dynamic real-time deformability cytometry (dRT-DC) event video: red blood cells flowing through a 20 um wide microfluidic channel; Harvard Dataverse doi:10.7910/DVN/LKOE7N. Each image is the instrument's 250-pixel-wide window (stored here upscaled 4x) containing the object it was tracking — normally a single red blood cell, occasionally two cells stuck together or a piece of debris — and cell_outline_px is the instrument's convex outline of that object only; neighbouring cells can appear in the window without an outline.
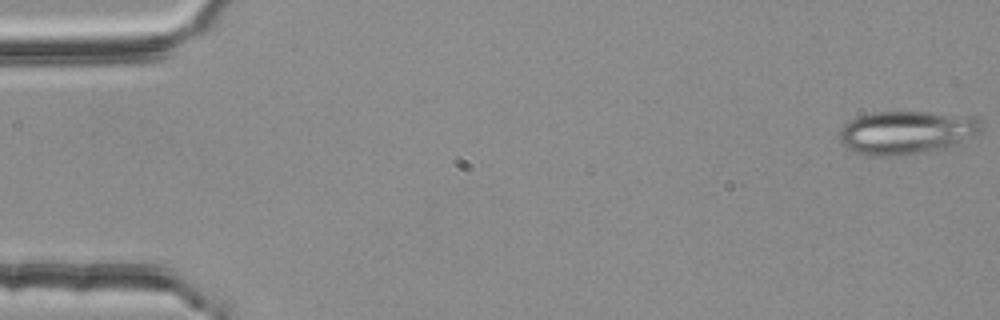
{"species": "common noctule bat (a hibernating species)", "species_latin": "Nyctalus noctula", "temperature_condition": "room temperature", "stored_images_in_passage": 54, "camera_frame_rate_fps": 3000, "um_per_image_px": 0.085, "animal": {"sex": "female", "body_mass_g": 25.1}, "frame": {"image": 1, "passage_image": 1, "time_ms": 0.0, "image_size_px": [1000, 320], "cell_outline_px": [[984, 128], [980, 132], [948, 148], [896, 156], [868, 156], [852, 152], [840, 140], [840, 128], [848, 120], [872, 112], [928, 112], [972, 116], [980, 120], [984, 124]], "centroid_in_image_um": [77.06, 11.26], "position_along_channel_um": 7.9, "area_um2": 36.07}}
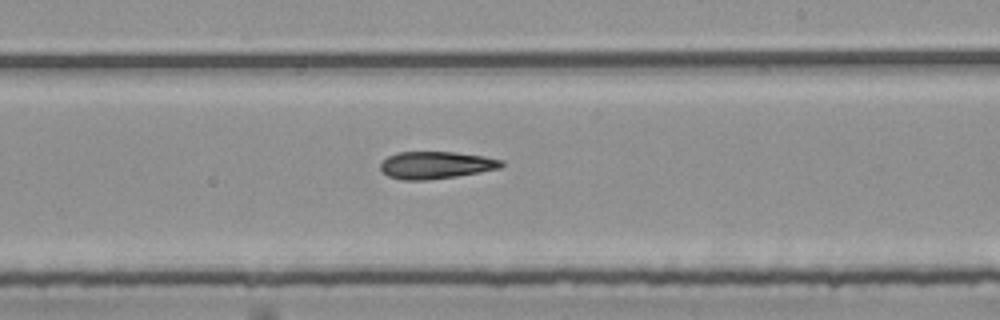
{"frame": {"image": 2, "passage_image": 32, "time_ms": 10.333, "image_size_px": [1000, 320], "cell_outline_px": [[504, 164], [500, 168], [480, 172], [456, 176], [428, 180], [400, 180], [388, 176], [380, 168], [380, 164], [388, 156], [396, 152], [456, 152], [484, 156], [504, 160]], "centroid_in_image_um": [37.06, 14.03], "position_along_channel_um": 251.9, "area_um2": 19.31}}
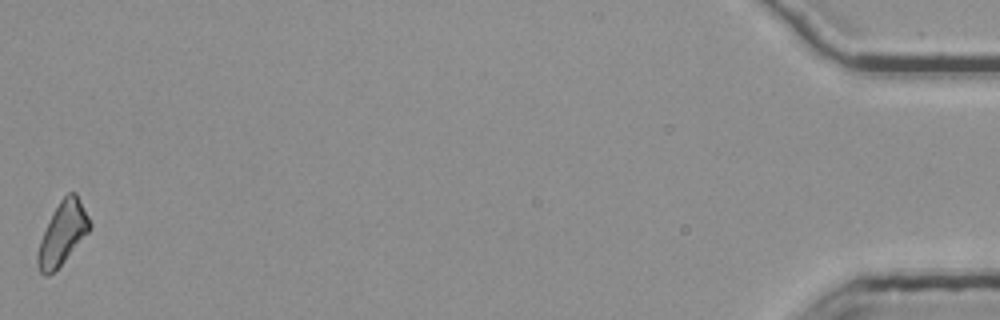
{"frame": {"image": 3, "passage_image": 54, "time_ms": 17.667, "image_size_px": [1000, 320], "cell_outline_px": [[92, 228], [64, 260], [48, 276], [44, 276], [40, 272], [36, 264], [36, 256], [40, 240], [60, 200], [68, 192], [76, 192], [92, 224]], "centroid_in_image_um": [5.32, 19.84], "position_along_channel_um": 429.9, "area_um2": 18.55}}